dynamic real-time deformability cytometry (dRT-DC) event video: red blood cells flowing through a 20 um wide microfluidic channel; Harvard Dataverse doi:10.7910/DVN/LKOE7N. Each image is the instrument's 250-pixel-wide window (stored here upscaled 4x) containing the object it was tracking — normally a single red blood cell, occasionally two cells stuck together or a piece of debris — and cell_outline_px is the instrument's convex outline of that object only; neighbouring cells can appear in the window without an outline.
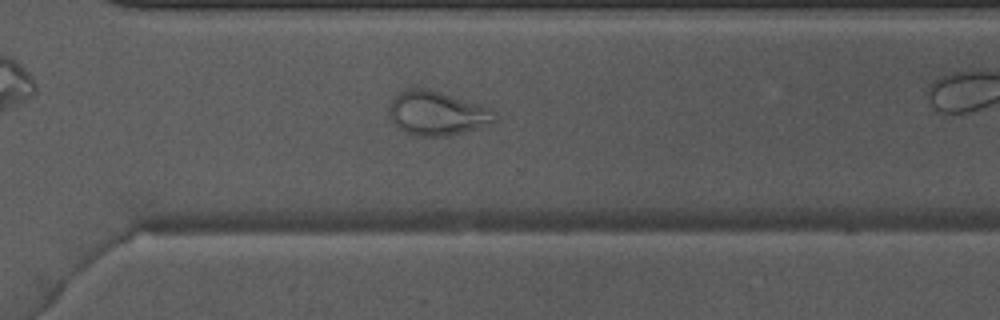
{"species": "Egyptian fruit bat (a non-hibernating species)", "species_latin": "Rousettus aegyptiacus", "temperature_condition": "warm", "stored_images_in_passage": 49, "camera_frame_rate_fps": 3000, "um_per_image_px": 0.085, "animal": {"sex": "male"}, "frame": {"image": 1, "passage_image": 35, "time_ms": 11.333, "image_size_px": [1000, 320], "cell_outline_px": [[496, 120], [492, 124], [448, 136], [416, 136], [404, 132], [392, 120], [388, 112], [388, 104], [400, 92], [408, 88], [428, 88], [492, 108], [496, 112]], "centroid_in_image_um": [37.16, 9.63], "position_along_channel_um": 333.4, "area_um2": 27.28}}